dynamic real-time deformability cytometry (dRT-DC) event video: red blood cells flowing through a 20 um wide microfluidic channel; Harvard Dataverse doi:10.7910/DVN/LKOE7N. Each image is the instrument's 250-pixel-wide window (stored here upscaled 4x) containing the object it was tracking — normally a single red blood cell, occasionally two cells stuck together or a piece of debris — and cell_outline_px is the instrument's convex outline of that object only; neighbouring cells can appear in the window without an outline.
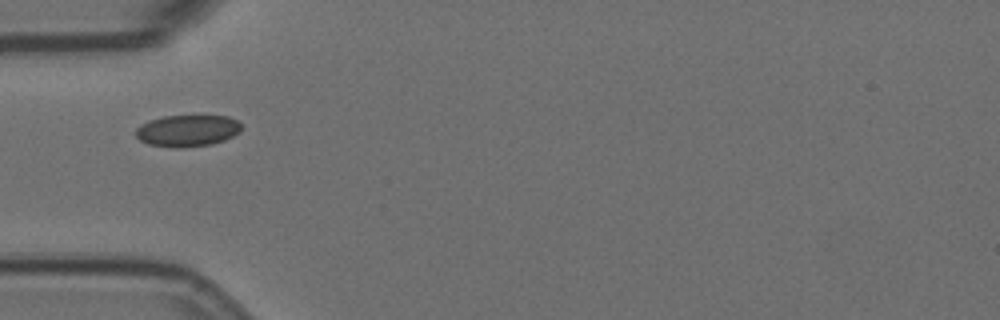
{"species": "Egyptian fruit bat (a non-hibernating species)", "species_latin": "Rousettus aegyptiacus", "temperature_condition": "room temperature", "stored_images_in_passage": 3, "camera_frame_rate_fps": 3000, "um_per_image_px": 0.085, "animal": {"sex": "female"}, "frame": {"image": 1, "passage_image": 1, "time_ms": 0.0, "image_size_px": [1000, 320], "cell_outline_px": [[240, 132], [224, 140], [212, 144], [180, 148], [172, 148], [148, 144], [140, 140], [136, 136], [136, 128], [140, 124], [148, 120], [164, 116], [228, 116], [236, 120], [240, 124]], "centroid_in_image_um": [15.9, 11.11], "position_along_channel_um": 69.1, "area_um2": 19.54}}
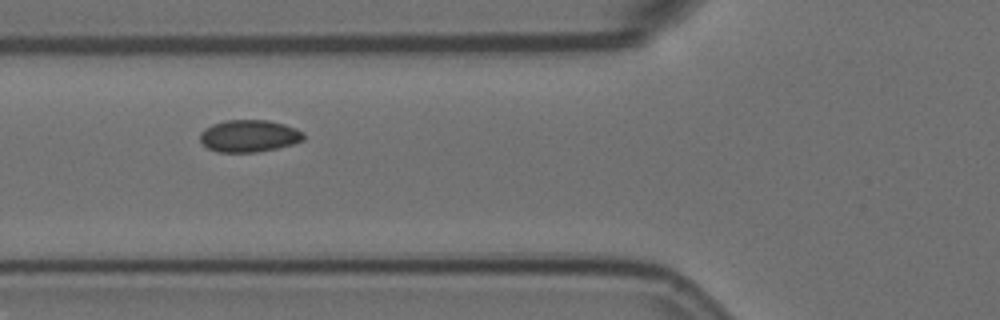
{"frame": {"image": 2, "passage_image": 2, "time_ms": 0.333, "image_size_px": [1000, 320], "cell_outline_px": [[304, 140], [292, 144], [276, 148], [256, 152], [216, 152], [208, 148], [200, 140], [200, 132], [204, 128], [212, 124], [224, 120], [268, 120], [284, 124], [296, 128], [304, 132]], "centroid_in_image_um": [21.16, 11.55], "position_along_channel_um": 104.6, "area_um2": 19.48}}
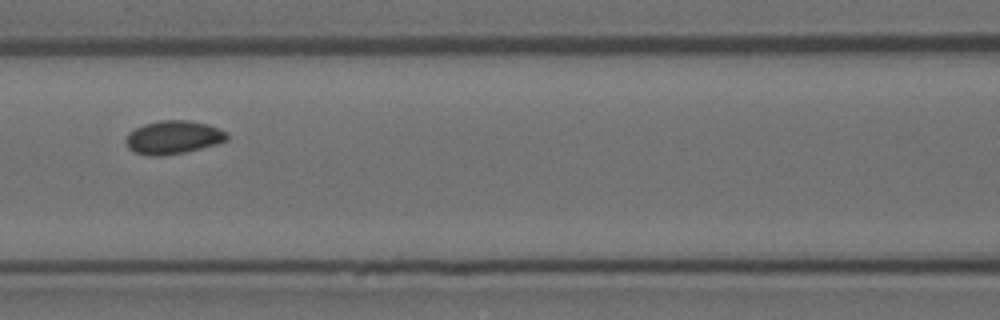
{"frame": {"image": 3, "passage_image": 3, "time_ms": 0.667, "image_size_px": [1000, 320], "cell_outline_px": [[228, 140], [216, 144], [184, 152], [160, 156], [148, 156], [136, 152], [128, 148], [124, 140], [128, 132], [144, 124], [160, 120], [188, 120], [208, 124], [228, 132]], "centroid_in_image_um": [14.72, 11.67], "position_along_channel_um": 151.9, "area_um2": 19.71}}